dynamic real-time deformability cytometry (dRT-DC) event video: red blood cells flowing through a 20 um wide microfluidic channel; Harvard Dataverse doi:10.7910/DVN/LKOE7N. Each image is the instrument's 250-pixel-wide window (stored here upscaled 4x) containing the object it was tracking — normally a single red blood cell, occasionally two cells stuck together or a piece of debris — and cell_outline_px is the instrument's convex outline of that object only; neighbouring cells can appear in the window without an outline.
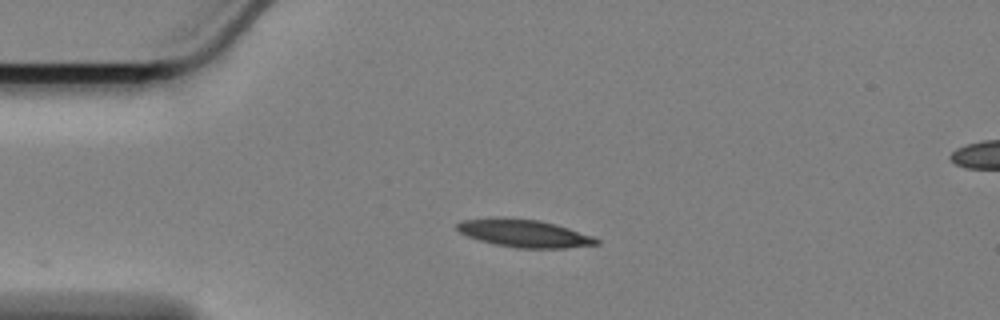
{"species": "Egyptian fruit bat (a non-hibernating species)", "species_latin": "Rousettus aegyptiacus", "temperature_condition": "cold", "stored_images_in_passage": 46, "camera_frame_rate_fps": 3000, "um_per_image_px": 0.085, "animal": {"sex": "female"}, "frame": {"image": 1, "passage_image": 1, "time_ms": 0.0, "image_size_px": [1000, 320], "cell_outline_px": [[600, 244], [564, 248], [516, 248], [496, 244], [480, 240], [468, 236], [460, 232], [456, 228], [456, 224], [460, 220], [500, 216], [540, 220], [556, 224], [592, 236], [600, 240]], "centroid_in_image_um": [44.53, 19.81], "position_along_channel_um": 40.5, "area_um2": 22.66}}
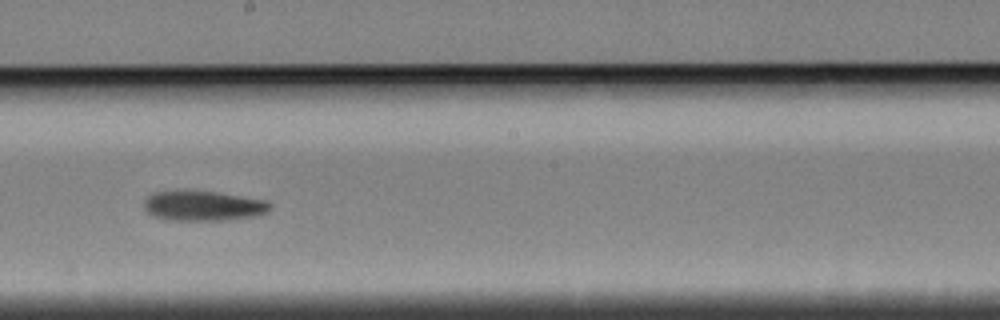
{"frame": {"image": 2, "passage_image": 20, "time_ms": 6.333, "image_size_px": [1000, 320], "cell_outline_px": [[272, 208], [268, 212], [252, 216], [228, 220], [168, 220], [152, 216], [144, 208], [144, 200], [148, 196], [156, 192], [176, 188], [216, 192], [268, 200], [272, 204]], "centroid_in_image_um": [17.25, 17.46], "position_along_channel_um": 230.9, "area_um2": 22.66}}
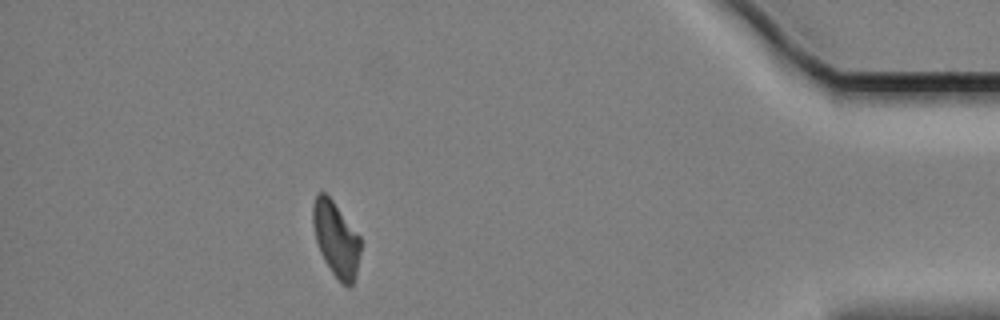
{"frame": {"image": 3, "passage_image": 40, "time_ms": 13.0, "image_size_px": [1000, 320], "cell_outline_px": [[360, 252], [356, 276], [352, 284], [348, 288], [332, 272], [324, 260], [320, 252], [316, 240], [312, 224], [312, 204], [316, 196], [320, 192], [324, 192], [332, 200], [360, 236]], "centroid_in_image_um": [28.55, 20.31], "position_along_channel_um": 406.6, "area_um2": 20.58}, "authors_computed_cell_mechanics": {"area_um2": 22.1952, "velocity_mm_per_s": 3.3815, "shape_relaxation_time_tau1_ms": 7.0466, "shape_relaxation_time_tau2_ms": null, "deformation_change_tau1": 0.1687, "deformation_change_tau2": null}}